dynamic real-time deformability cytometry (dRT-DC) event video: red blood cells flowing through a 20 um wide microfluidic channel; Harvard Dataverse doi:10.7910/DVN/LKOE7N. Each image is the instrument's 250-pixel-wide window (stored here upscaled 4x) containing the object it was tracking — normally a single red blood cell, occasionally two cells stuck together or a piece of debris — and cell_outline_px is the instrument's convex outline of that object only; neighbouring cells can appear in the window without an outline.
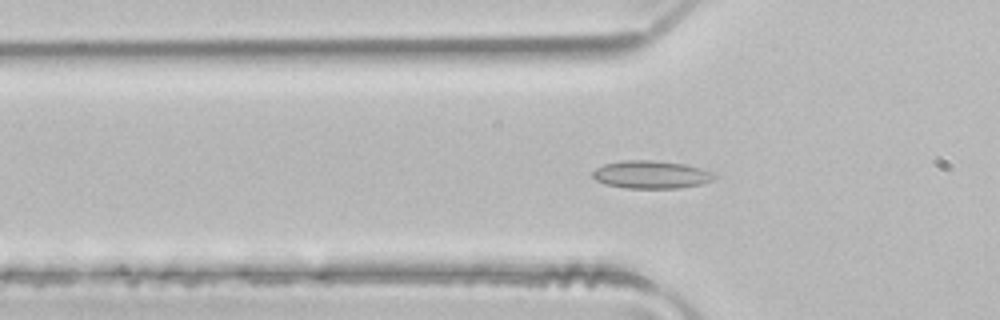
{"species": "common noctule bat (a hibernating species)", "species_latin": "Nyctalus noctula", "temperature_condition": "room temperature", "stored_images_in_passage": 49, "camera_frame_rate_fps": 3000, "um_per_image_px": 0.085, "animal": {"sex": "male", "body_mass_g": 21.5, "forearm_length_mm": 52.0}, "frame": {"image": 1, "passage_image": 16, "time_ms": 5.0, "image_size_px": [1000, 320], "cell_outline_px": [[716, 176], [712, 180], [700, 184], [680, 188], [628, 188], [604, 184], [596, 180], [592, 176], [592, 172], [596, 168], [604, 164], [624, 160], [652, 160], [684, 164], [700, 168], [712, 172]], "centroid_in_image_um": [55.32, 14.84], "position_along_channel_um": 70.5, "area_um2": 19.65}}
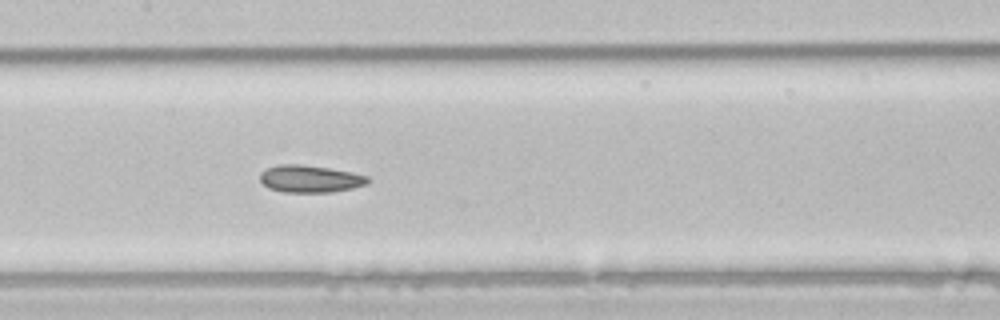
{"frame": {"image": 2, "passage_image": 24, "time_ms": 7.667, "image_size_px": [1000, 320], "cell_outline_px": [[372, 180], [368, 184], [352, 188], [332, 192], [284, 192], [268, 188], [260, 180], [260, 172], [264, 168], [280, 164], [300, 164], [328, 168], [352, 172], [368, 176]], "centroid_in_image_um": [26.36, 15.2], "position_along_channel_um": 181.0, "area_um2": 17.28}}
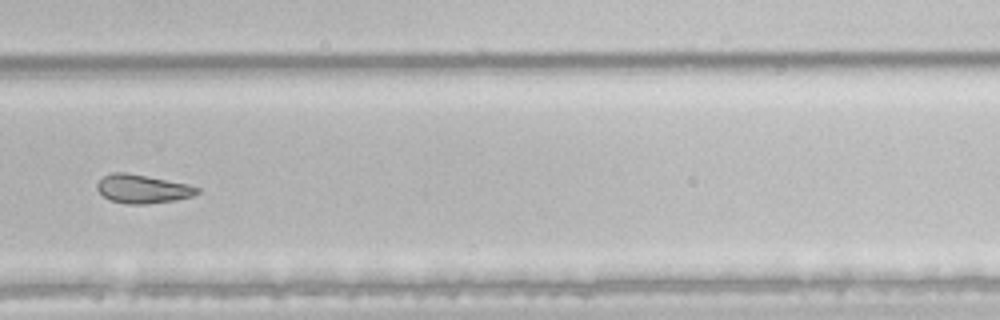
{"frame": {"image": 3, "passage_image": 34, "time_ms": 11.0, "image_size_px": [1000, 320], "cell_outline_px": [[200, 192], [192, 196], [176, 200], [148, 204], [128, 204], [112, 200], [104, 196], [96, 188], [96, 184], [104, 176], [112, 172], [124, 172], [188, 184], [200, 188]], "centroid_in_image_um": [12.13, 16.06], "position_along_channel_um": 317.7, "area_um2": 16.53}, "authors_computed_cell_mechanics": {"area_um2": 19.3052, "velocity_mm_per_s": 4.1175, "shape_relaxation_time_tau1_ms": null, "shape_relaxation_time_tau2_ms": 1.8365, "deformation_change_tau1": null, "deformation_change_tau2": 0.0596}}